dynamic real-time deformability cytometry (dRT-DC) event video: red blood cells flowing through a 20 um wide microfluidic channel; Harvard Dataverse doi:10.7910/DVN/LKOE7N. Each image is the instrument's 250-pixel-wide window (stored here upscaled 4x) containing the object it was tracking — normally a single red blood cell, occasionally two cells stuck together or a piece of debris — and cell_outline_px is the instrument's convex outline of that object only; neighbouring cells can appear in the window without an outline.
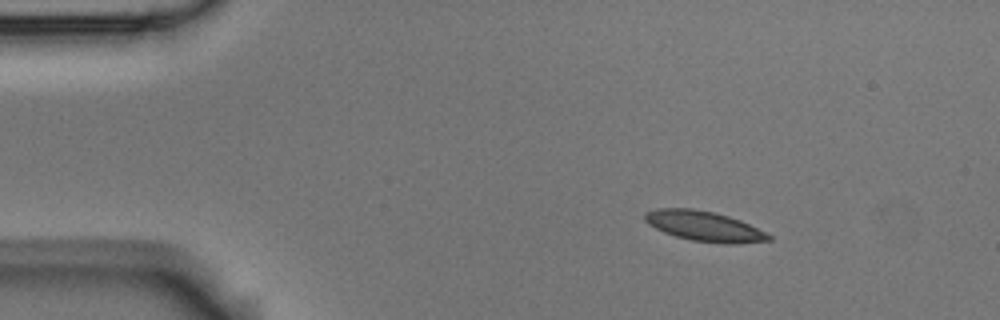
{"species": "Egyptian fruit bat (a non-hibernating species)", "species_latin": "Rousettus aegyptiacus", "temperature_condition": "room temperature", "stored_images_in_passage": 5, "camera_frame_rate_fps": 3000, "um_per_image_px": 0.085, "animal": {"sex": "male"}, "frame": {"image": 1, "passage_image": 2, "time_ms": 0.333, "image_size_px": [1000, 320], "cell_outline_px": [[772, 240], [736, 244], [728, 244], [692, 240], [676, 236], [664, 232], [648, 224], [644, 220], [644, 212], [656, 208], [692, 208], [716, 212], [740, 220], [772, 236]], "centroid_in_image_um": [59.83, 19.21], "position_along_channel_um": 25.2, "area_um2": 21.68}}
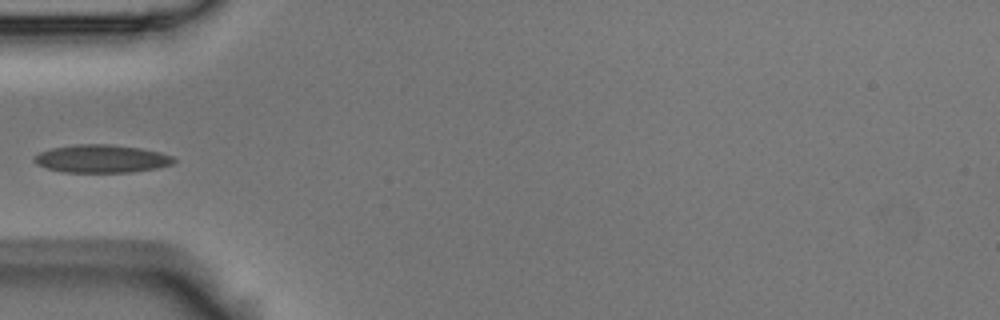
{"frame": {"image": 2, "passage_image": 5, "time_ms": 1.333, "image_size_px": [1000, 320], "cell_outline_px": [[176, 160], [172, 164], [156, 168], [132, 172], [64, 172], [48, 168], [36, 164], [32, 160], [40, 152], [52, 148], [76, 144], [112, 144], [140, 148], [160, 152], [172, 156]], "centroid_in_image_um": [8.64, 13.49], "position_along_channel_um": 76.4, "area_um2": 22.66}}